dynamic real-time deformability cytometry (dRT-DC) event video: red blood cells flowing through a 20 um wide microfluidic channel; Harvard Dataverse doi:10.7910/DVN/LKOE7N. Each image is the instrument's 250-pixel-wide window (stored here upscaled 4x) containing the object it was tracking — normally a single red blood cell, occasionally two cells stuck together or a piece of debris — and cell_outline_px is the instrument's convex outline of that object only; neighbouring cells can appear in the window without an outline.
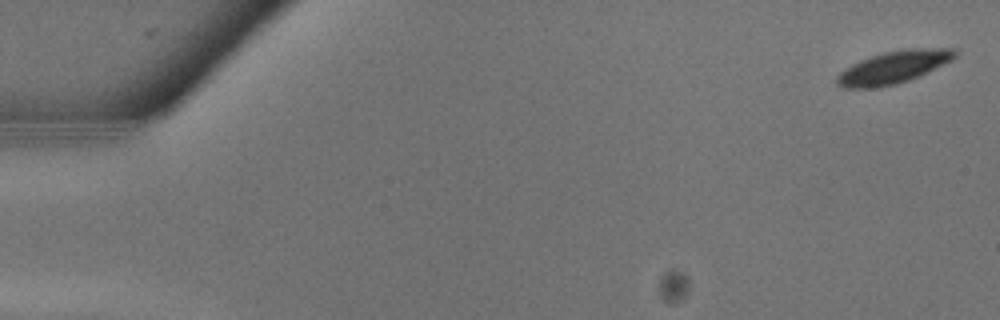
{"species": "common noctule bat (a hibernating species)", "species_latin": "Nyctalus noctula", "temperature_condition": "warm", "stored_images_in_passage": 11, "camera_frame_rate_fps": 3000, "um_per_image_px": 0.085, "animal": {"sex": "male", "body_mass_g": 13.3}, "frame": {"image": 1, "passage_image": 1, "time_ms": 0.0, "image_size_px": [1000, 320], "cell_outline_px": [[956, 56], [952, 60], [908, 80], [896, 84], [876, 88], [840, 88], [836, 84], [836, 76], [840, 72], [852, 64], [860, 60], [884, 52], [908, 48], [952, 48], [956, 52]], "centroid_in_image_um": [75.9, 5.72], "position_along_channel_um": 9.1, "area_um2": 22.14}}
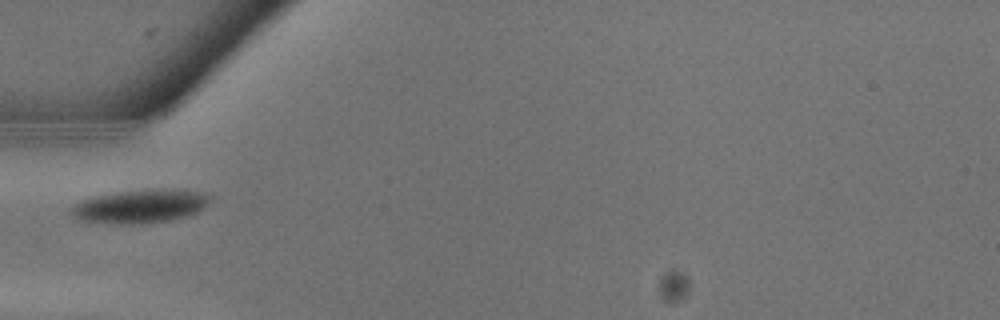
{"frame": {"image": 2, "passage_image": 10, "time_ms": 3.0, "image_size_px": [1000, 320], "cell_outline_px": [[212, 200], [204, 208], [188, 216], [172, 220], [132, 224], [120, 224], [80, 220], [72, 216], [72, 208], [80, 200], [96, 196], [116, 192], [196, 192], [212, 196]], "centroid_in_image_um": [11.88, 17.59], "position_along_channel_um": 73.1, "area_um2": 25.72}}